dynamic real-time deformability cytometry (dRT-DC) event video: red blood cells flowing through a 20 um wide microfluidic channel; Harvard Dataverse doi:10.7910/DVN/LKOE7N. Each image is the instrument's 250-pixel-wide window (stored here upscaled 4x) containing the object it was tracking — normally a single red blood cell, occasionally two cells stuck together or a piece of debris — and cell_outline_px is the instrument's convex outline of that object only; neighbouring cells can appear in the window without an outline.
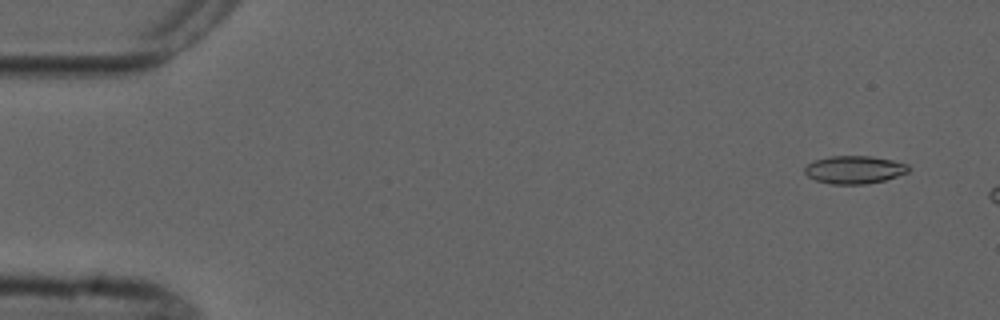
{"species": "common noctule bat (a hibernating species)", "species_latin": "Nyctalus noctula", "temperature_condition": "cold", "stored_images_in_passage": 3, "camera_frame_rate_fps": 3000, "um_per_image_px": 0.085, "animal": {"sex": "male", "forearm_length_mm": 52.5}, "frame": {"image": 1, "passage_image": 1, "time_ms": 0.0, "image_size_px": [1000, 320], "cell_outline_px": [[908, 172], [884, 180], [864, 184], [832, 184], [816, 180], [808, 176], [804, 172], [804, 168], [808, 164], [816, 160], [828, 156], [868, 156], [892, 160], [908, 164]], "centroid_in_image_um": [72.6, 14.42], "position_along_channel_um": 12.4, "area_um2": 16.65}}